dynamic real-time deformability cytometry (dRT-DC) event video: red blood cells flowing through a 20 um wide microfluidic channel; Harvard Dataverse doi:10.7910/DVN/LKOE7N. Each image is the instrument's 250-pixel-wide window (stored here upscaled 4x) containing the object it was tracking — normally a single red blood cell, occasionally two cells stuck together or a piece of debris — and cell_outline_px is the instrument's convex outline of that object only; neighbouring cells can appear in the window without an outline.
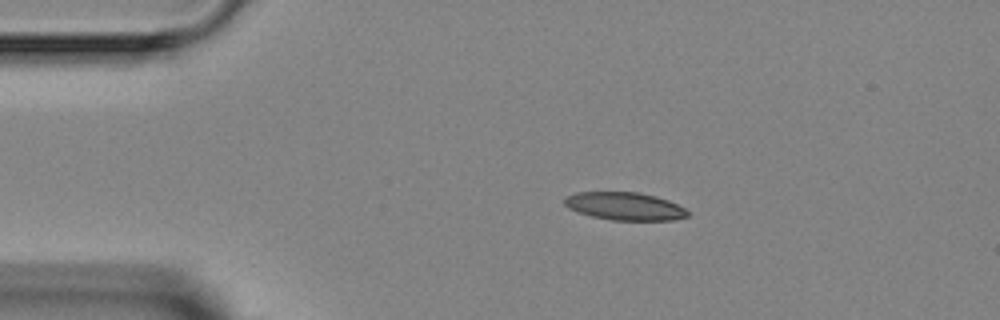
{"species": "Egyptian fruit bat (a non-hibernating species)", "species_latin": "Rousettus aegyptiacus", "temperature_condition": "room temperature", "stored_images_in_passage": 2, "camera_frame_rate_fps": 3000, "um_per_image_px": 0.085, "animal": {"sex": "female"}, "frame": {"image": 1, "passage_image": 1, "time_ms": 0.0, "image_size_px": [1000, 320], "cell_outline_px": [[688, 216], [672, 220], [612, 220], [592, 216], [568, 208], [564, 204], [564, 196], [576, 192], [640, 192], [656, 196], [668, 200], [684, 208], [688, 212]], "centroid_in_image_um": [53.08, 17.52], "position_along_channel_um": 31.9, "area_um2": 19.94}}